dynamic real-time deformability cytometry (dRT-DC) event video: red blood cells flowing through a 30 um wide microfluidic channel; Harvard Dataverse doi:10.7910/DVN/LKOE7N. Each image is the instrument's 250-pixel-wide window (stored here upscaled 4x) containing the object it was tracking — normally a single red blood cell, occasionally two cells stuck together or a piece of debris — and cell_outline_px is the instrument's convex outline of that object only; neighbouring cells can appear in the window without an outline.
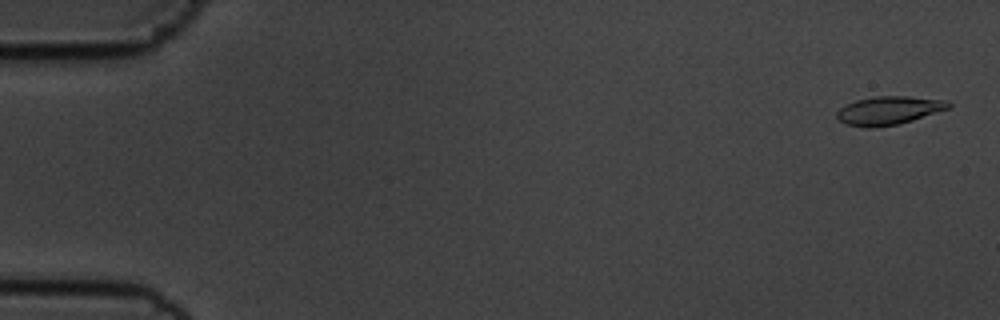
{"species": "common noctule bat (a hibernating species)", "species_latin": "Nyctalus noctula", "temperature_condition": "cold", "stored_images_in_passage": 56, "camera_frame_rate_fps": 3000, "um_per_image_px": 0.085, "animal": {"sex": "male", "body_mass_g": 19.5, "forearm_length_mm": 54.6}, "frame": {"image": 1, "passage_image": 2, "time_ms": 0.333, "image_size_px": [1000, 320], "cell_outline_px": [[952, 104], [948, 108], [900, 124], [868, 128], [864, 128], [848, 124], [840, 120], [836, 116], [836, 112], [840, 108], [856, 100], [876, 96], [908, 96], [948, 100]], "centroid_in_image_um": [75.55, 9.38], "position_along_channel_um": 9.5, "area_um2": 18.32}}
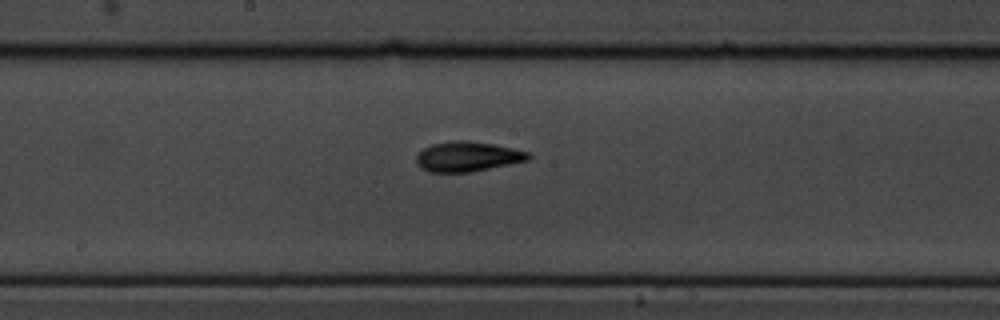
{"frame": {"image": 2, "passage_image": 30, "time_ms": 9.667, "image_size_px": [1000, 320], "cell_outline_px": [[532, 156], [528, 160], [468, 172], [428, 172], [420, 168], [416, 164], [416, 156], [424, 148], [432, 144], [452, 140], [464, 140], [492, 144], [512, 148], [528, 152]], "centroid_in_image_um": [39.69, 13.3], "position_along_channel_um": 208.5, "area_um2": 19.36}}
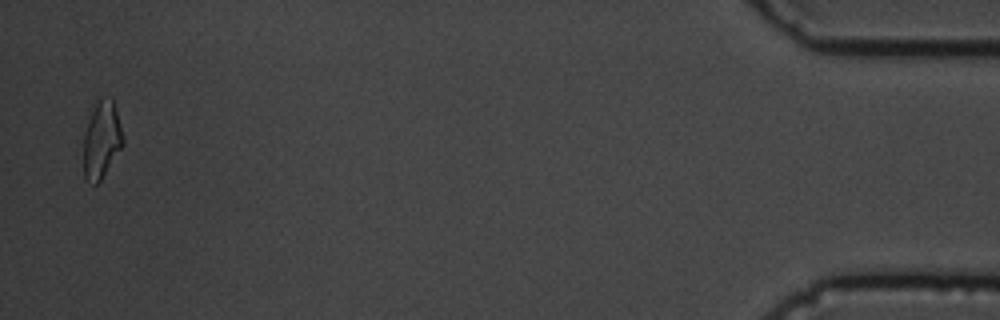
{"frame": {"image": 3, "passage_image": 55, "time_ms": 18.0, "image_size_px": [1000, 320], "cell_outline_px": [[124, 144], [100, 180], [96, 184], [92, 184], [84, 180], [84, 132], [92, 112], [100, 96], [112, 96], [120, 124], [124, 140]], "centroid_in_image_um": [8.64, 11.87], "position_along_channel_um": 426.6, "area_um2": 17.63}, "authors_computed_cell_mechanics": {"area_um2": 18.3226, "velocity_mm_per_s": 3.6186, "shape_relaxation_time_tau1_ms": 3.4225, "shape_relaxation_time_tau2_ms": 2.6532, "deformation_change_tau1": 0.1595, "deformation_change_tau2": 0.0852}}